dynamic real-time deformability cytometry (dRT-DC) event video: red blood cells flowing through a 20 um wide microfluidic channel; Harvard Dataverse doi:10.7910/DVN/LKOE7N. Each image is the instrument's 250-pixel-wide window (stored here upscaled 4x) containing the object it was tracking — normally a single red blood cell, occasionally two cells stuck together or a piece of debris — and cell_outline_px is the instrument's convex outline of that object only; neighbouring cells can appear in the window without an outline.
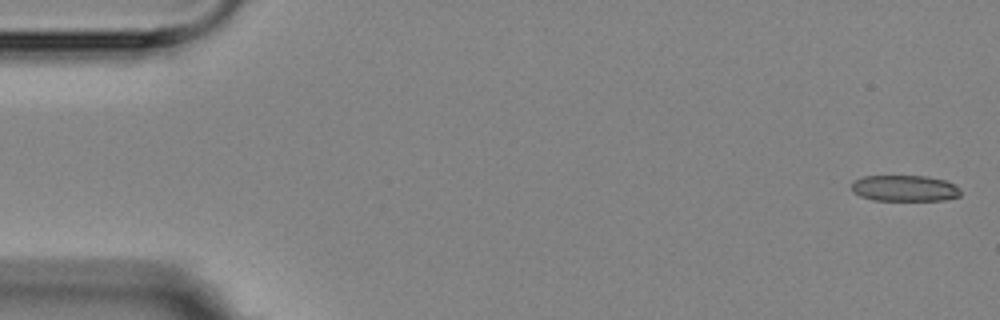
{"species": "Egyptian fruit bat (a non-hibernating species)", "species_latin": "Rousettus aegyptiacus", "temperature_condition": "room temperature", "stored_images_in_passage": 9, "camera_frame_rate_fps": 3000, "um_per_image_px": 0.085, "animal": {"sex": "female"}, "frame": {"image": 1, "passage_image": 1, "time_ms": 0.0, "image_size_px": [1000, 320], "cell_outline_px": [[960, 196], [944, 200], [872, 200], [860, 196], [852, 192], [852, 180], [864, 176], [928, 176], [944, 180], [960, 188]], "centroid_in_image_um": [76.86, 16.0], "position_along_channel_um": 8.1, "area_um2": 16.65}}
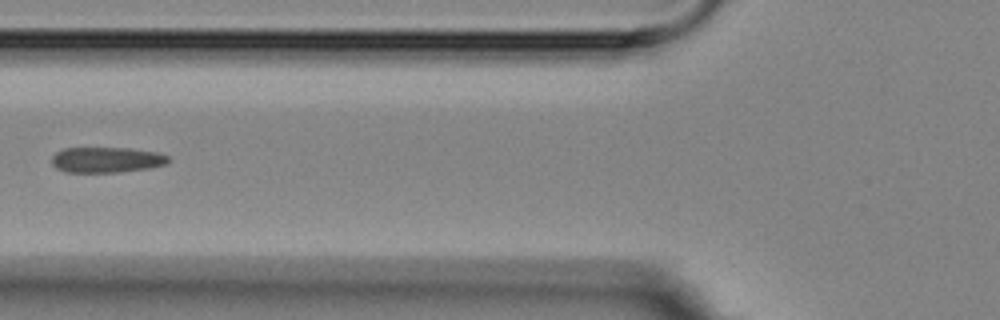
{"frame": {"image": 2, "passage_image": 6, "time_ms": 6.667, "image_size_px": [1000, 320], "cell_outline_px": [[172, 160], [164, 164], [148, 168], [120, 172], [64, 172], [56, 168], [52, 164], [52, 156], [56, 152], [64, 148], [128, 148], [156, 152], [168, 156]], "centroid_in_image_um": [9.03, 13.58], "position_along_channel_um": 116.8, "area_um2": 17.34}}
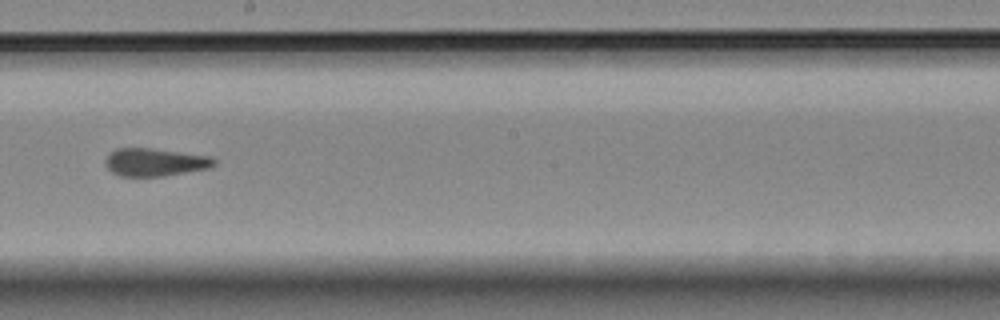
{"frame": {"image": 3, "passage_image": 9, "time_ms": 10.0, "image_size_px": [1000, 320], "cell_outline_px": [[216, 164], [208, 168], [164, 176], [120, 176], [112, 172], [104, 164], [104, 160], [116, 148], [152, 148], [208, 156], [216, 160]], "centroid_in_image_um": [13.15, 13.79], "position_along_channel_um": 235.1, "area_um2": 17.51}}